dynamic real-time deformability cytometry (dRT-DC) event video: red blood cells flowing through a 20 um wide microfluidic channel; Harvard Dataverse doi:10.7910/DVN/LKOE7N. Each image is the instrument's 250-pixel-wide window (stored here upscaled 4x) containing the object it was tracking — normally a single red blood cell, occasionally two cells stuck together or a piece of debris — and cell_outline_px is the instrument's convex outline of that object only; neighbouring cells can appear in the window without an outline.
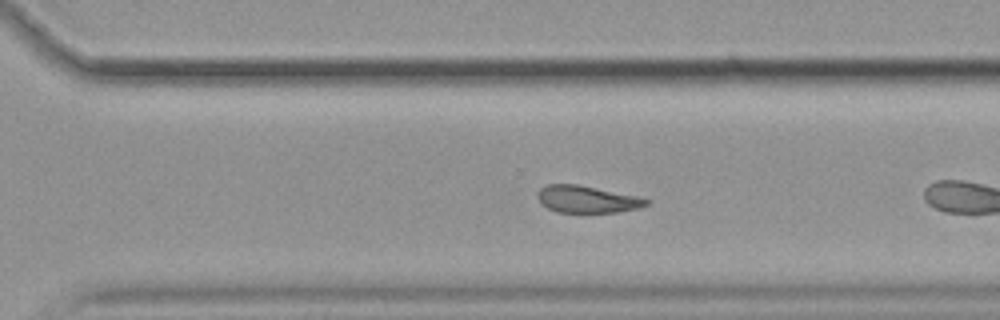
{"species": "common noctule bat (a hibernating species)", "species_latin": "Nyctalus noctula", "temperature_condition": "cold", "stored_images_in_passage": 42, "camera_frame_rate_fps": 3000, "um_per_image_px": 0.085, "animal": {"sex": "female", "body_mass_g": 19.9}, "frame": {"image": 1, "passage_image": 24, "time_ms": 7.667, "image_size_px": [1000, 320], "cell_outline_px": [[652, 200], [648, 204], [640, 208], [616, 212], [556, 212], [540, 204], [536, 196], [536, 192], [540, 188], [548, 184], [576, 184], [636, 196]], "centroid_in_image_um": [49.86, 16.94], "position_along_channel_um": 320.7, "area_um2": 17.17}, "authors_computed_cell_mechanics": {"area_um2": 18.2937, "velocity_mm_per_s": 3.492, "shape_relaxation_time_tau1_ms": null, "shape_relaxation_time_tau2_ms": 8.7184, "deformation_change_tau1": null, "deformation_change_tau2": 0.1616}}